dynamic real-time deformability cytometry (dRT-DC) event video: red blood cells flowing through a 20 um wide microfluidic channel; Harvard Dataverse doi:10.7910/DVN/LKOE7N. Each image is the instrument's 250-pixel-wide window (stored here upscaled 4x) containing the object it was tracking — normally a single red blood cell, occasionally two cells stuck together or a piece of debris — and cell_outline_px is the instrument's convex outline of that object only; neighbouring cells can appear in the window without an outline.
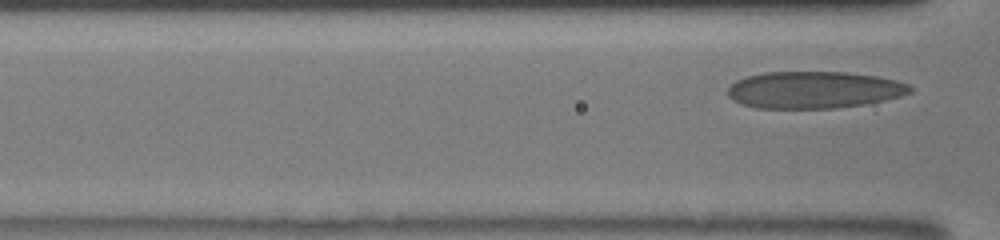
{"species": "human", "species_latin": "Homo sapiens", "temperature_condition": "room temperature", "stored_images_in_passage": 9, "segment_of_instrument_passage": [2, 2], "camera_frame_rate_fps": 3000, "um_per_image_px": 0.085, "donor": {"sex": "male"}, "frame": {"image": 1, "passage_image": 9, "time_ms": 6.667, "image_size_px": [1000, 240], "cell_outline_px": [[912, 92], [900, 96], [884, 100], [836, 108], [756, 108], [740, 104], [732, 100], [728, 96], [728, 88], [736, 80], [748, 76], [764, 72], [848, 72], [876, 76], [896, 80], [908, 84], [912, 88]], "centroid_in_image_um": [69.16, 7.63], "position_along_channel_um": 97.4, "area_um2": 39.25}}